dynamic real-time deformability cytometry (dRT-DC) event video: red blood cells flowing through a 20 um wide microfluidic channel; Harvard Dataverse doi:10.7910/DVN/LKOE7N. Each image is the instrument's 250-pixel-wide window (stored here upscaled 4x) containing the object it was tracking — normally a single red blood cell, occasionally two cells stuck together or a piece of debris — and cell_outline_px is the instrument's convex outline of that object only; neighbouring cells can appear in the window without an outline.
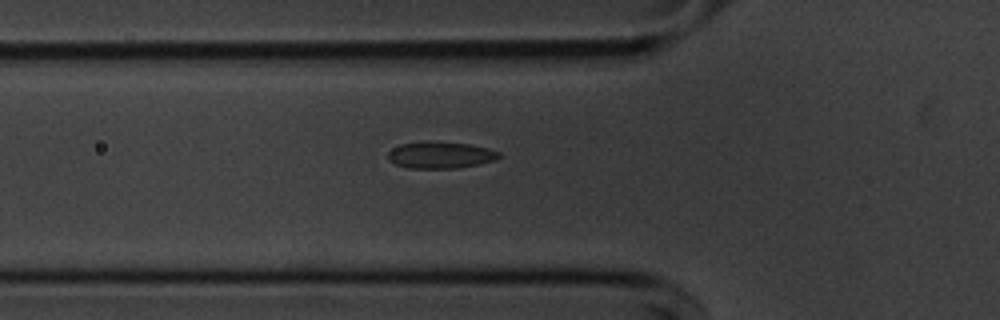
{"species": "common noctule bat (a hibernating species)", "species_latin": "Nyctalus noctula", "temperature_condition": "cold", "stored_images_in_passage": 38, "camera_frame_rate_fps": 3000, "um_per_image_px": 0.085, "animal": {"sex": "male", "body_mass_g": 20.1, "forearm_length_mm": 53.5}, "frame": {"image": 1, "passage_image": 2, "time_ms": 0.333, "image_size_px": [1000, 320], "cell_outline_px": [[500, 156], [496, 160], [480, 164], [456, 168], [408, 168], [396, 164], [388, 160], [388, 152], [392, 148], [400, 144], [428, 140], [468, 144], [488, 148], [500, 152]], "centroid_in_image_um": [37.43, 13.17], "position_along_channel_um": 88.4, "area_um2": 17.46}}
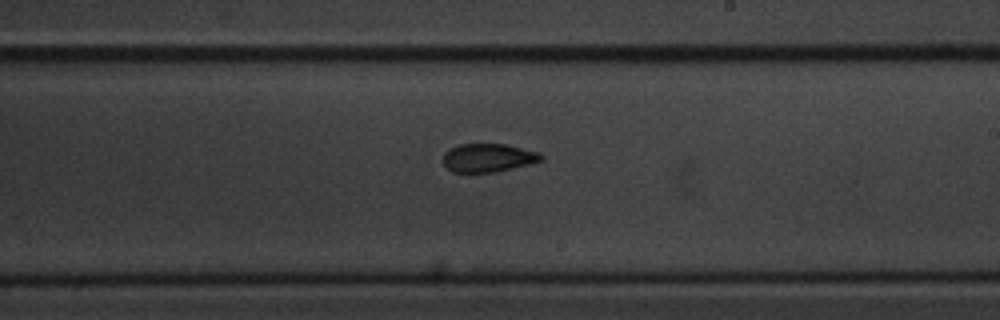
{"frame": {"image": 2, "passage_image": 15, "time_ms": 4.667, "image_size_px": [1000, 320], "cell_outline_px": [[544, 160], [512, 168], [492, 172], [452, 172], [444, 164], [444, 152], [460, 144], [504, 144], [540, 152], [544, 156]], "centroid_in_image_um": [41.52, 13.41], "position_along_channel_um": 247.5, "area_um2": 16.07}}
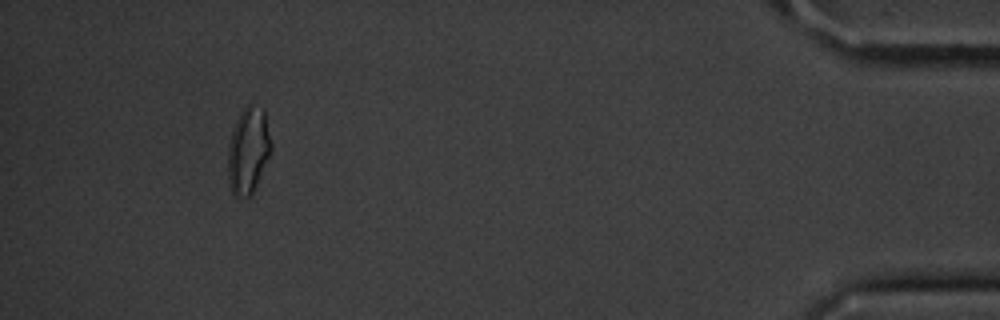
{"frame": {"image": 3, "passage_image": 34, "time_ms": 11.0, "image_size_px": [1000, 320], "cell_outline_px": [[272, 148], [256, 184], [252, 192], [248, 196], [236, 196], [232, 192], [228, 180], [228, 144], [232, 128], [240, 112], [248, 104], [264, 108], [272, 144]], "centroid_in_image_um": [21.09, 12.73], "position_along_channel_um": 414.1, "area_um2": 21.56}}